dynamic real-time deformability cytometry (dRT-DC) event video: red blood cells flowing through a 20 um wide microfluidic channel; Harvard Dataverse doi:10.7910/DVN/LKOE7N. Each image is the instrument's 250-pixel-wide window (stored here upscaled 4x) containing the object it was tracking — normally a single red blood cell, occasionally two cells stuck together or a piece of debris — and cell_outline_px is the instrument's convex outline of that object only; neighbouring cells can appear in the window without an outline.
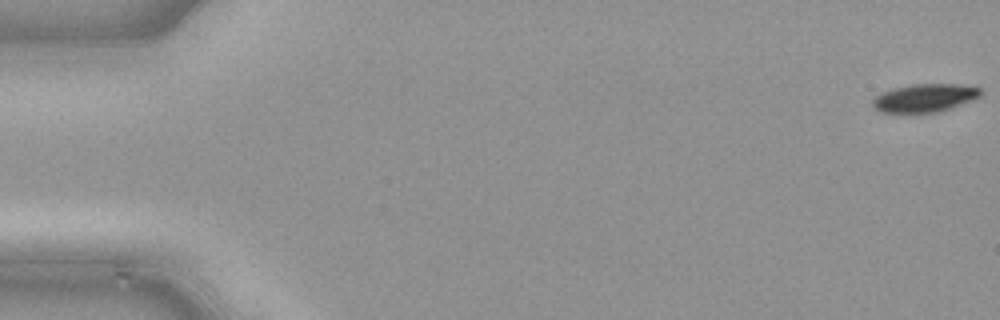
{"species": "common noctule bat (a hibernating species)", "species_latin": "Nyctalus noctula", "temperature_condition": "cold", "stored_images_in_passage": 45, "camera_frame_rate_fps": 3000, "um_per_image_px": 0.085, "animal": {"sex": "male", "body_mass_g": 21.5, "forearm_length_mm": 52.0}, "frame": {"image": 1, "passage_image": 1, "time_ms": 0.0, "image_size_px": [1000, 320], "cell_outline_px": [[980, 96], [952, 108], [940, 112], [880, 112], [872, 108], [872, 100], [876, 96], [884, 92], [896, 88], [916, 84], [956, 84], [980, 88]], "centroid_in_image_um": [78.58, 8.34], "position_along_channel_um": 6.4, "area_um2": 17.4}}
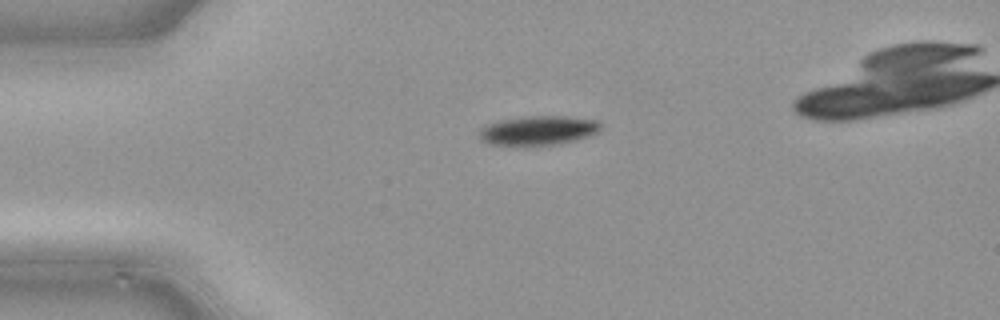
{"frame": {"image": 2, "passage_image": 12, "time_ms": 3.667, "image_size_px": [1000, 320], "cell_outline_px": [[600, 128], [596, 132], [588, 136], [576, 140], [556, 144], [488, 144], [480, 140], [480, 128], [488, 124], [500, 120], [532, 116], [564, 116], [596, 120], [600, 124]], "centroid_in_image_um": [45.74, 11.07], "position_along_channel_um": 39.3, "area_um2": 20.17}}
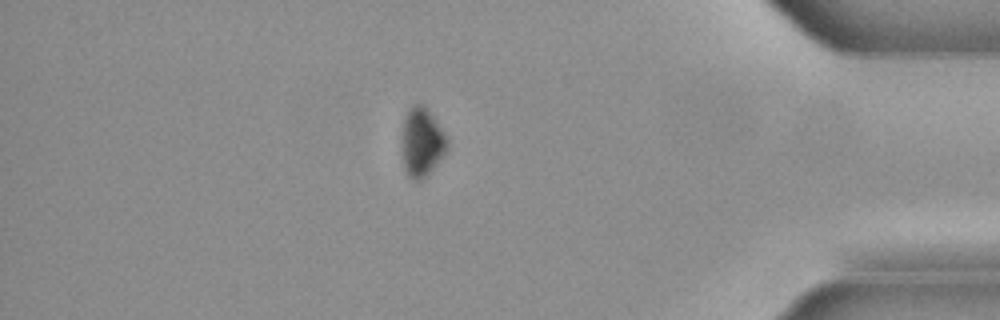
{"frame": {"image": 3, "passage_image": 42, "time_ms": 13.667, "image_size_px": [1000, 320], "cell_outline_px": [[448, 148], [444, 156], [420, 180], [412, 180], [404, 172], [400, 152], [400, 136], [404, 116], [408, 108], [412, 104], [424, 104], [448, 136]], "centroid_in_image_um": [35.81, 12.06], "position_along_channel_um": 399.4, "area_um2": 19.02}}